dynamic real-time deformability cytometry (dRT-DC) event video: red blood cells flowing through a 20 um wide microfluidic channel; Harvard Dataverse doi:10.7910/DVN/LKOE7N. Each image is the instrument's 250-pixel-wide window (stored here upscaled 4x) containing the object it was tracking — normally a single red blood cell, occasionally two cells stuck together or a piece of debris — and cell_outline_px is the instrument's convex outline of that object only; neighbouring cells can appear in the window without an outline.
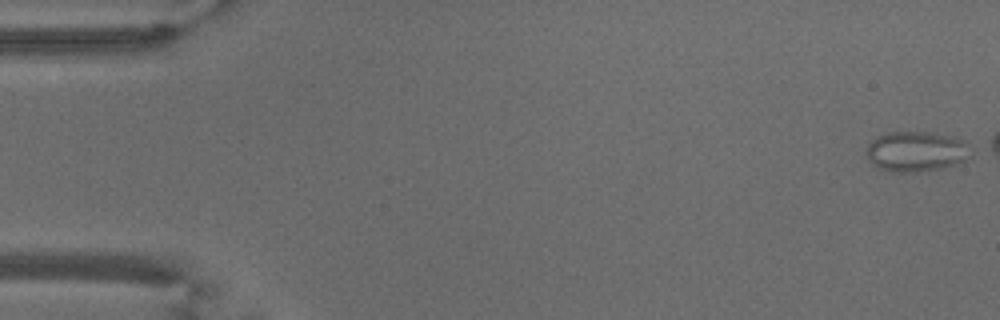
{"species": "common noctule bat (a hibernating species)", "species_latin": "Nyctalus noctula", "temperature_condition": "warm", "stored_images_in_passage": 7, "camera_frame_rate_fps": 3000, "um_per_image_px": 0.085, "animal": {"sex": "male", "body_mass_g": 18.8}, "frame": {"image": 1, "passage_image": 1, "time_ms": 0.0, "image_size_px": [1000, 320], "cell_outline_px": [[972, 156], [956, 164], [944, 168], [916, 172], [892, 172], [880, 168], [872, 164], [868, 160], [868, 144], [876, 136], [892, 132], [928, 132], [968, 140]], "centroid_in_image_um": [77.92, 12.88], "position_along_channel_um": 7.1, "area_um2": 24.62}}